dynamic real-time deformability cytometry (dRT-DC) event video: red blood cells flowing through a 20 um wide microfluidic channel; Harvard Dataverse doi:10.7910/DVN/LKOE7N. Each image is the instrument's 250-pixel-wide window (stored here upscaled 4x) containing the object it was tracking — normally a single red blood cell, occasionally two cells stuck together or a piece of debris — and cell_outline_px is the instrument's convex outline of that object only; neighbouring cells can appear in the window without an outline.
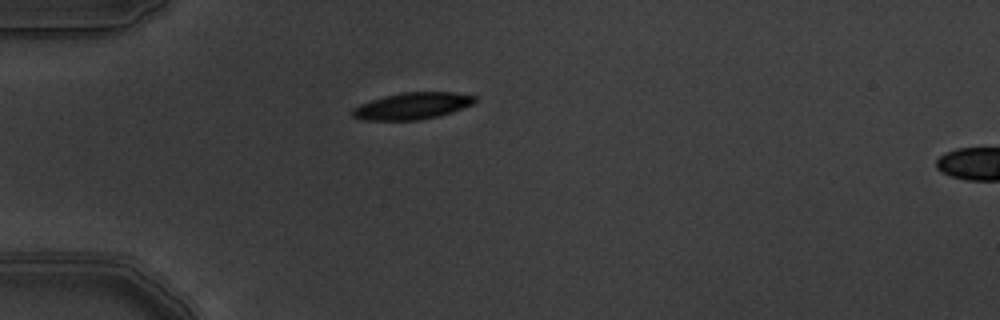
{"species": "common noctule bat (a hibernating species)", "species_latin": "Nyctalus noctula", "temperature_condition": "warm", "stored_images_in_passage": 2, "camera_frame_rate_fps": 3000, "um_per_image_px": 0.085, "animal": {"sex": "male", "body_mass_g": 19.5, "forearm_length_mm": 54.6}, "frame": {"image": 1, "passage_image": 1, "time_ms": 0.0, "image_size_px": [1000, 320], "cell_outline_px": [[476, 100], [472, 104], [452, 112], [440, 116], [420, 120], [364, 120], [352, 116], [352, 108], [360, 104], [384, 96], [404, 92], [456, 92], [476, 96]], "centroid_in_image_um": [35.06, 9.0], "position_along_channel_um": 49.9, "area_um2": 19.07}}